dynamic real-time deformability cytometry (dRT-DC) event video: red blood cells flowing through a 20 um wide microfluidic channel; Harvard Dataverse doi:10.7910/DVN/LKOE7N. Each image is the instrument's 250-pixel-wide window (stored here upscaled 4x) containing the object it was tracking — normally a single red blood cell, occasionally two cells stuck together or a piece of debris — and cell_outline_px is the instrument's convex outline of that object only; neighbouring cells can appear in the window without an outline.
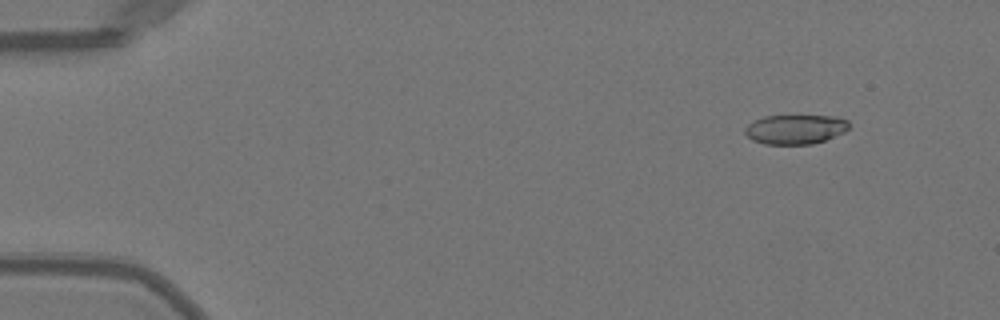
{"species": "Egyptian fruit bat (a non-hibernating species)", "species_latin": "Rousettus aegyptiacus", "temperature_condition": "warm", "stored_images_in_passage": 52, "camera_frame_rate_fps": 3000, "um_per_image_px": 0.085, "animal": {"sex": "female"}, "frame": {"image": 1, "passage_image": 6, "time_ms": 1.667, "image_size_px": [1000, 320], "cell_outline_px": [[848, 128], [844, 132], [824, 140], [812, 144], [764, 144], [752, 140], [744, 132], [744, 128], [748, 124], [764, 116], [836, 116], [848, 120]], "centroid_in_image_um": [67.59, 10.99], "position_along_channel_um": 17.4, "area_um2": 17.74}}
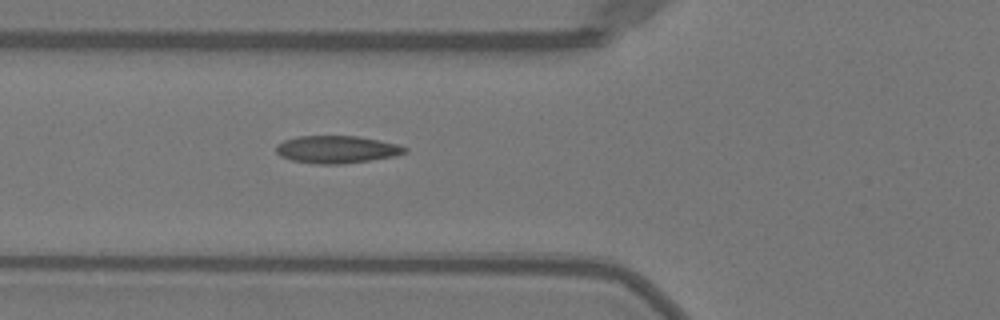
{"frame": {"image": 2, "passage_image": 20, "time_ms": 6.333, "image_size_px": [1000, 320], "cell_outline_px": [[408, 152], [396, 156], [340, 164], [316, 164], [292, 160], [280, 156], [276, 152], [276, 144], [284, 140], [296, 136], [356, 136], [400, 144], [408, 148]], "centroid_in_image_um": [28.63, 12.7], "position_along_channel_um": 97.2, "area_um2": 20.69}}
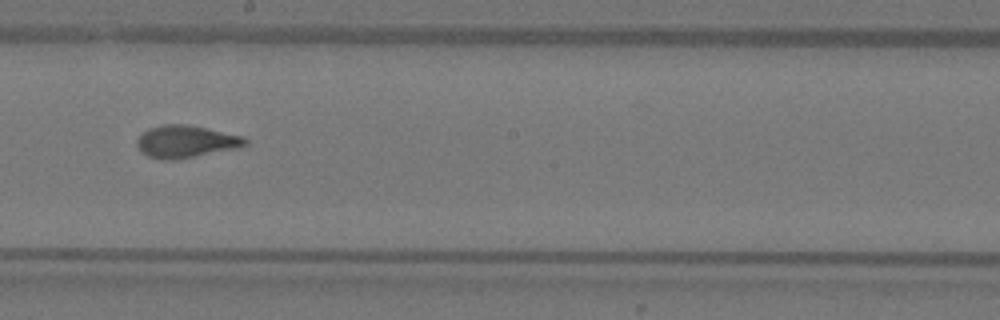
{"frame": {"image": 3, "passage_image": 30, "time_ms": 9.667, "image_size_px": [1000, 320], "cell_outline_px": [[248, 144], [240, 148], [176, 160], [160, 160], [148, 156], [140, 152], [136, 144], [136, 140], [140, 132], [148, 128], [160, 124], [184, 124], [244, 136], [248, 140]], "centroid_in_image_um": [15.76, 12.04], "position_along_channel_um": 232.4, "area_um2": 20.81}, "authors_computed_cell_mechanics": {"area_um2": 19.5942, "velocity_mm_per_s": 4.0469, "shape_relaxation_time_tau1_ms": 6.7859, "shape_relaxation_time_tau2_ms": 0.7923, "deformation_change_tau1": 0.2261, "deformation_change_tau2": 0.0633}}